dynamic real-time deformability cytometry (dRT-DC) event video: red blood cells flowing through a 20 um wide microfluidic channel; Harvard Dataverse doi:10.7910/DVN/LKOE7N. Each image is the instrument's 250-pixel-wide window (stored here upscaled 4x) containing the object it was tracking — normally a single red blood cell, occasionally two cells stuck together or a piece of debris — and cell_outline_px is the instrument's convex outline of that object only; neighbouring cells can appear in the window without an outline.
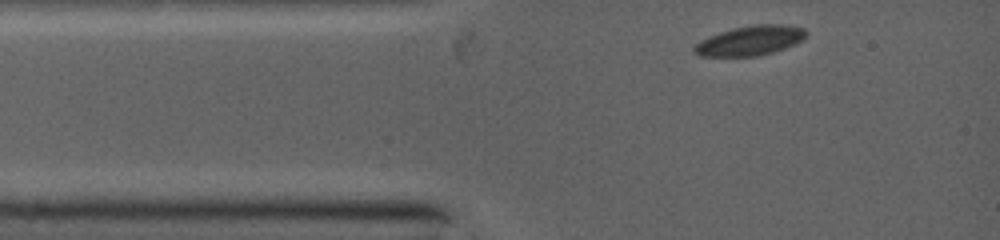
{"species": "common noctule bat (a hibernating species)", "species_latin": "Nyctalus noctula", "temperature_condition": "warm", "stored_images_in_passage": 3, "camera_frame_rate_fps": 5000, "um_per_image_px": 0.085, "animal": {"sex": "female", "body_mass_g": 19.0, "forearm_length_mm": 53.3}, "frame": {"image": 1, "passage_image": 1, "time_ms": 0.0, "image_size_px": [1000, 240], "cell_outline_px": [[804, 36], [800, 40], [784, 48], [772, 52], [756, 56], [700, 56], [696, 52], [696, 44], [720, 32], [732, 28], [756, 24], [776, 24], [800, 28], [804, 32]], "centroid_in_image_um": [63.73, 3.45], "position_along_channel_um": 21.3, "area_um2": 18.44}}
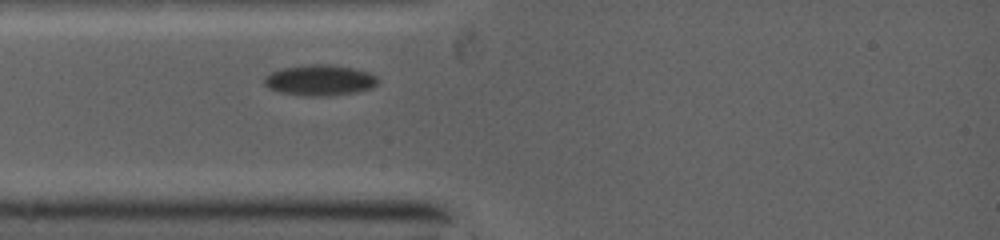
{"frame": {"image": 2, "passage_image": 3, "time_ms": 1.4, "image_size_px": [1000, 240], "cell_outline_px": [[376, 84], [368, 88], [352, 92], [316, 96], [312, 96], [284, 92], [268, 88], [264, 84], [264, 76], [272, 72], [284, 68], [312, 64], [328, 64], [352, 68], [368, 72], [376, 76]], "centroid_in_image_um": [27.13, 6.79], "position_along_channel_um": 57.9, "area_um2": 19.59}}